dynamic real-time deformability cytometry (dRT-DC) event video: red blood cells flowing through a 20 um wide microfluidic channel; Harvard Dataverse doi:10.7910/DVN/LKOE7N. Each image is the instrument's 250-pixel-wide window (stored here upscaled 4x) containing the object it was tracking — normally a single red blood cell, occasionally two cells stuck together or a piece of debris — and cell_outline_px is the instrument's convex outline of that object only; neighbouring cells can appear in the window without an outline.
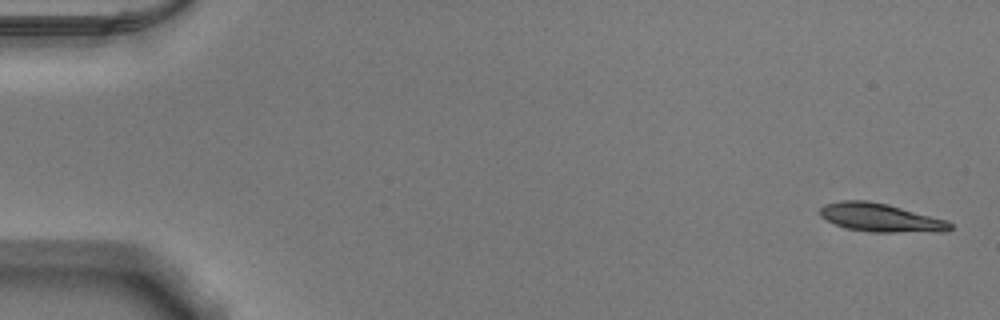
{"species": "Egyptian fruit bat (a non-hibernating species)", "species_latin": "Rousettus aegyptiacus", "temperature_condition": "warm", "stored_images_in_passage": 52, "camera_frame_rate_fps": 3000, "um_per_image_px": 0.085, "animal": {"sex": "male"}, "frame": {"image": 1, "passage_image": 1, "time_ms": 0.0, "image_size_px": [1000, 320], "cell_outline_px": [[952, 228], [944, 232], [868, 232], [848, 228], [836, 224], [820, 216], [820, 208], [824, 204], [840, 200], [868, 200], [888, 204], [948, 220], [952, 224]], "centroid_in_image_um": [74.88, 18.49], "position_along_channel_um": 10.1, "area_um2": 21.68}}
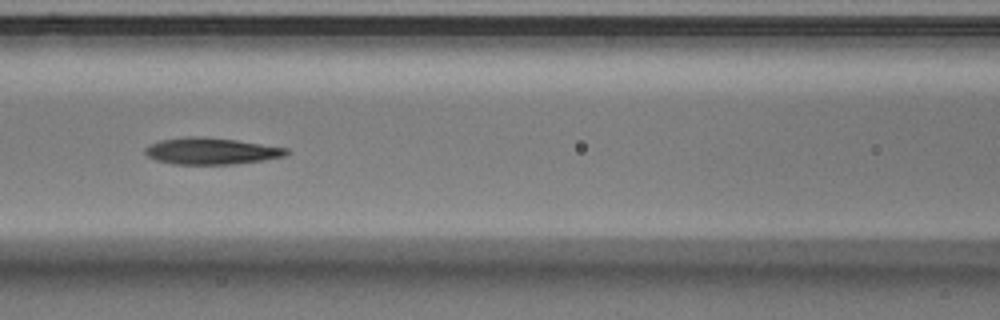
{"frame": {"image": 2, "passage_image": 23, "time_ms": 7.333, "image_size_px": [1000, 320], "cell_outline_px": [[288, 152], [284, 156], [236, 164], [172, 164], [156, 160], [148, 156], [144, 152], [144, 148], [148, 144], [160, 140], [188, 136], [200, 136], [236, 140], [288, 148]], "centroid_in_image_um": [17.89, 12.83], "position_along_channel_um": 148.7, "area_um2": 21.85}}
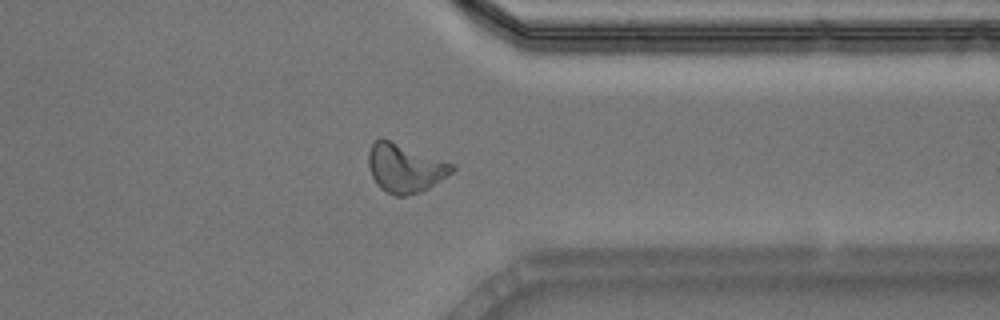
{"frame": {"image": 3, "passage_image": 41, "time_ms": 13.333, "image_size_px": [1000, 320], "cell_outline_px": [[456, 168], [452, 172], [428, 188], [420, 192], [404, 196], [396, 196], [380, 188], [376, 184], [372, 176], [368, 164], [368, 152], [372, 144], [380, 136], [384, 136], [456, 164]], "centroid_in_image_um": [34.42, 14.23], "position_along_channel_um": 377.0, "area_um2": 24.22}, "authors_computed_cell_mechanics": {"area_um2": 21.9062, "velocity_mm_per_s": 3.8636, "shape_relaxation_time_tau1_ms": null, "shape_relaxation_time_tau2_ms": 3.1523, "deformation_change_tau1": null, "deformation_change_tau2": 0.1185}}